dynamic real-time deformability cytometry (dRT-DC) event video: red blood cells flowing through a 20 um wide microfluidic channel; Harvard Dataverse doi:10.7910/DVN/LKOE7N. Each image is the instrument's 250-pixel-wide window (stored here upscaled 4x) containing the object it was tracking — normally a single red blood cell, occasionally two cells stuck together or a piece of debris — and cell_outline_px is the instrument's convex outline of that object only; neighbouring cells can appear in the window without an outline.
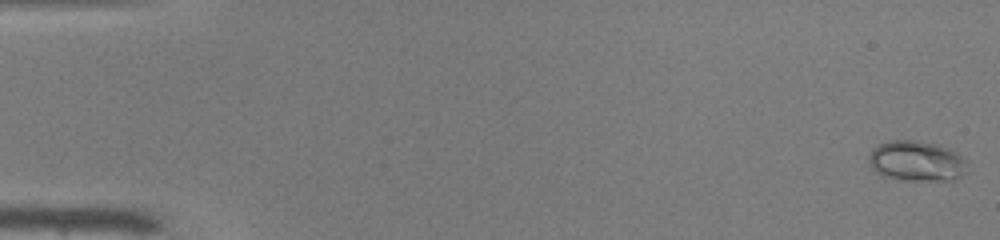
{"species": "common noctule bat (a hibernating species)", "species_latin": "Nyctalus noctula", "temperature_condition": "warm", "stored_images_in_passage": 50, "camera_frame_rate_fps": 3000, "um_per_image_px": 0.085, "animal": {"sex": "male", "body_mass_g": 19.0, "forearm_length_mm": 50.8}, "frame": {"image": 1, "passage_image": 1, "time_ms": 0.0, "image_size_px": [1000, 240], "cell_outline_px": [[968, 160], [964, 172], [960, 176], [952, 180], [908, 180], [884, 176], [876, 172], [872, 168], [868, 160], [868, 156], [872, 148], [888, 140], [916, 140], [936, 144], [948, 148], [956, 152]], "centroid_in_image_um": [77.9, 13.67], "position_along_channel_um": 7.1, "area_um2": 23.18}}
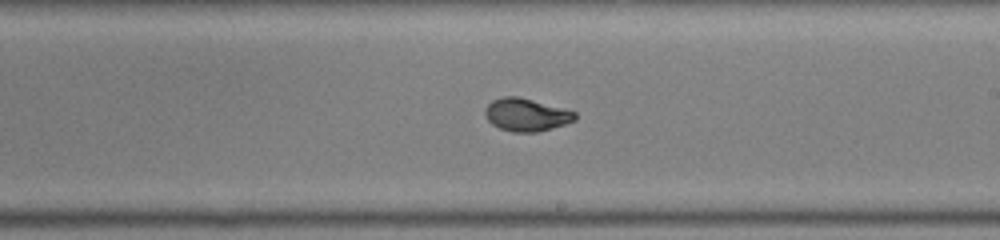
{"frame": {"image": 2, "passage_image": 30, "time_ms": 9.667, "image_size_px": [1000, 240], "cell_outline_px": [[576, 120], [564, 124], [536, 132], [512, 132], [500, 128], [492, 124], [488, 120], [484, 112], [488, 104], [492, 100], [504, 96], [516, 96], [532, 100], [576, 112]], "centroid_in_image_um": [44.71, 9.75], "position_along_channel_um": 244.3, "area_um2": 16.88}}
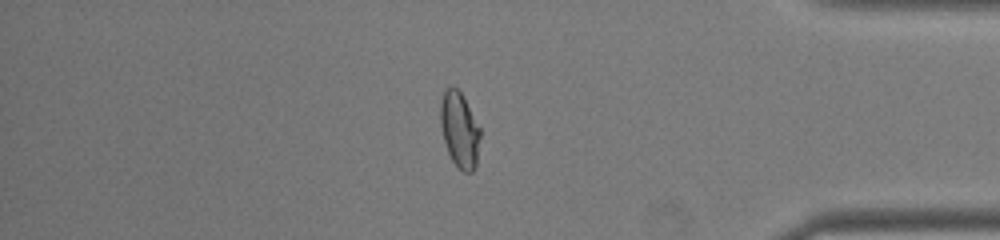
{"frame": {"image": 3, "passage_image": 43, "time_ms": 14.0, "image_size_px": [1000, 240], "cell_outline_px": [[480, 136], [476, 168], [472, 172], [464, 172], [456, 168], [448, 152], [444, 140], [440, 124], [440, 104], [444, 92], [452, 84], [460, 92], [480, 128]], "centroid_in_image_um": [39.06, 11.08], "position_along_channel_um": 396.1, "area_um2": 17.46}, "authors_computed_cell_mechanics": {"area_um2": 17.4845, "velocity_mm_per_s": 4.1005, "shape_relaxation_time_tau1_ms": 7.0116, "shape_relaxation_time_tau2_ms": null, "deformation_change_tau1": 0.2419, "deformation_change_tau2": null}}